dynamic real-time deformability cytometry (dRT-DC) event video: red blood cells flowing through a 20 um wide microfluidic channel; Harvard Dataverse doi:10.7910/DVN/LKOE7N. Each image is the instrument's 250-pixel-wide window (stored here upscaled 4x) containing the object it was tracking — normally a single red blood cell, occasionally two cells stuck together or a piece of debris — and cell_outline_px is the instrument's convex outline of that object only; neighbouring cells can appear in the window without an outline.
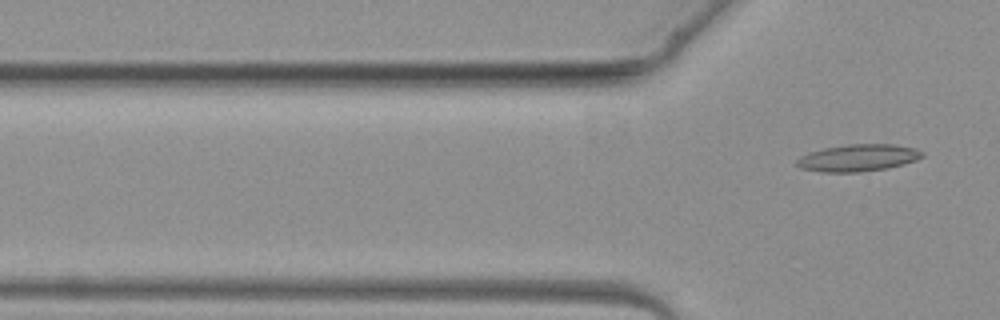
{"species": "common noctule bat (a hibernating species)", "species_latin": "Nyctalus noctula", "temperature_condition": "warm", "stored_images_in_passage": 5, "camera_frame_rate_fps": 3000, "um_per_image_px": 0.085, "animal": {"sex": "female", "body_mass_g": 19.3, "forearm_length_mm": 54.1}, "frame": {"image": 1, "passage_image": 5, "time_ms": 5.0, "image_size_px": [1000, 320], "cell_outline_px": [[924, 156], [916, 160], [904, 164], [888, 168], [860, 172], [820, 172], [800, 168], [796, 164], [796, 160], [800, 156], [824, 148], [848, 144], [892, 144], [916, 148], [924, 152]], "centroid_in_image_um": [72.96, 13.42], "position_along_channel_um": 52.8, "area_um2": 19.83}}